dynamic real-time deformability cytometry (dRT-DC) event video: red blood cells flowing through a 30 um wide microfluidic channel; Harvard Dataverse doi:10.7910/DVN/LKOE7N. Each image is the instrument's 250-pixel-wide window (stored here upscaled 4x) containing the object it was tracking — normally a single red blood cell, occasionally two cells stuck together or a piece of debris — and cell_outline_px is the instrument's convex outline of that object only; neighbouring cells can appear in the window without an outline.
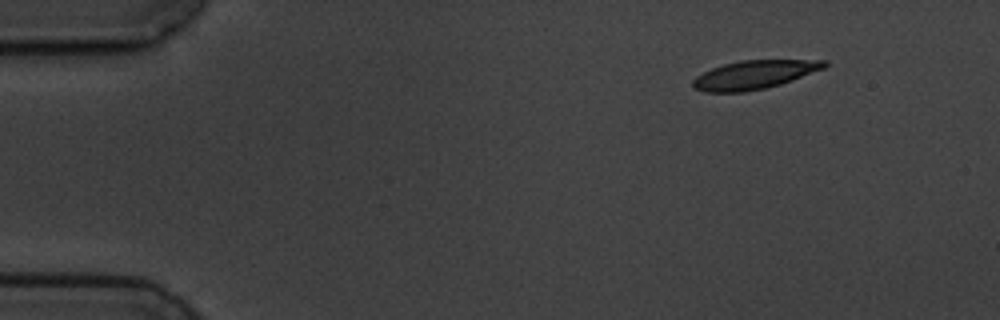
{"species": "common noctule bat (a hibernating species)", "species_latin": "Nyctalus noctula", "temperature_condition": "cold", "stored_images_in_passage": 6, "segment_of_instrument_passage": [2, 2], "camera_frame_rate_fps": 3000, "um_per_image_px": 0.085, "animal": {"sex": "male", "body_mass_g": 19.5, "forearm_length_mm": 54.6}, "frame": {"image": 1, "passage_image": 6, "time_ms": 7.0, "image_size_px": [1000, 320], "cell_outline_px": [[828, 64], [824, 68], [780, 84], [764, 88], [744, 92], [704, 92], [692, 88], [692, 80], [696, 76], [712, 68], [724, 64], [740, 60], [828, 60]], "centroid_in_image_um": [64.07, 6.35], "position_along_channel_um": 20.9, "area_um2": 21.79}}